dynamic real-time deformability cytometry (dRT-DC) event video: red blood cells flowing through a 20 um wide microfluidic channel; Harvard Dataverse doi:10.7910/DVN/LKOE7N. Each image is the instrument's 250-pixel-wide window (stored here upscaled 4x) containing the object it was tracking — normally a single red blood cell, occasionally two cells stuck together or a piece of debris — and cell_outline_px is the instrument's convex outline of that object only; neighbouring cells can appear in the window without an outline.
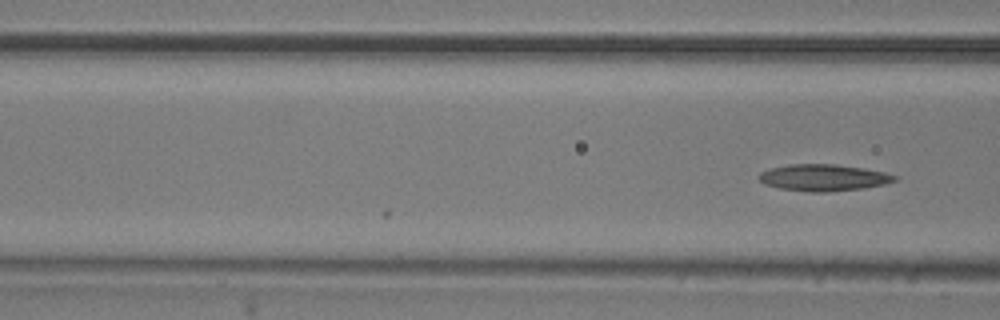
{"species": "common noctule bat (a hibernating species)", "species_latin": "Nyctalus noctula", "temperature_condition": "room temperature", "stored_images_in_passage": 5, "camera_frame_rate_fps": 3000, "um_per_image_px": 0.085, "animal": {"sex": "male", "body_mass_g": 20.5, "forearm_length_mm": 52.5}, "frame": {"image": 1, "passage_image": 5, "time_ms": 1.333, "image_size_px": [1000, 320], "cell_outline_px": [[900, 180], [884, 184], [864, 188], [824, 192], [808, 192], [780, 188], [764, 184], [756, 176], [760, 172], [772, 168], [788, 164], [836, 164], [864, 168], [884, 172], [900, 176]], "centroid_in_image_um": [70.03, 15.09], "position_along_channel_um": 96.6, "area_um2": 21.27}}